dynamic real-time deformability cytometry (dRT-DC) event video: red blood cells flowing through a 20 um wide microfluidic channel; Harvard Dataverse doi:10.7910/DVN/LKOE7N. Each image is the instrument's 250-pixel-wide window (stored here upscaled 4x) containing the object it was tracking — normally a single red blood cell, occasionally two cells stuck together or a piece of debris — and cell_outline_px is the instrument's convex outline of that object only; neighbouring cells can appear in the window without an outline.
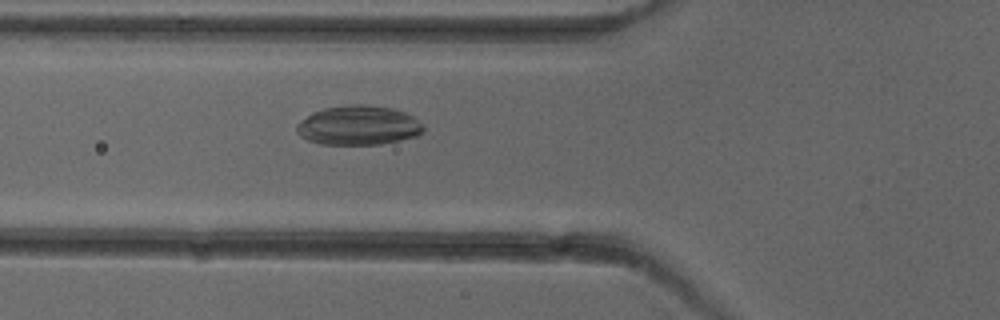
{"species": "common noctule bat (a hibernating species)", "species_latin": "Nyctalus noctula", "temperature_condition": "cold", "stored_images_in_passage": 3, "camera_frame_rate_fps": 3000, "um_per_image_px": 0.085, "animal": {"sex": "female"}, "frame": {"image": 1, "passage_image": 3, "time_ms": 2.333, "image_size_px": [1000, 320], "cell_outline_px": [[424, 132], [416, 136], [400, 140], [380, 144], [320, 144], [308, 140], [300, 136], [296, 132], [296, 124], [312, 112], [324, 108], [352, 104], [364, 104], [392, 108], [404, 112], [412, 116], [424, 124]], "centroid_in_image_um": [30.47, 10.65], "position_along_channel_um": 95.3, "area_um2": 29.19}}